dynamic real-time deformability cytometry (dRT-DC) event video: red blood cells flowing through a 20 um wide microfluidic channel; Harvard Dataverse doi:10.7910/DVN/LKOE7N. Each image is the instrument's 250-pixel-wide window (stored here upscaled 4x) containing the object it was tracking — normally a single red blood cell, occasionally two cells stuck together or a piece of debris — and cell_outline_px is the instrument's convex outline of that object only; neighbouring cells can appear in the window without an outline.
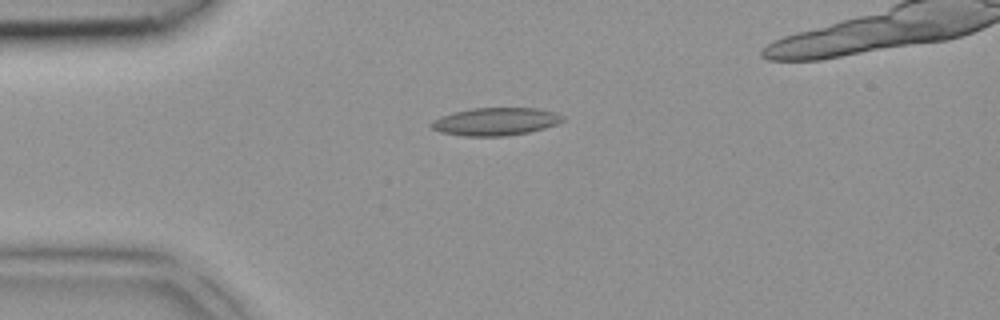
{"species": "common noctule bat (a hibernating species)", "species_latin": "Nyctalus noctula", "temperature_condition": "room temperature", "stored_images_in_passage": 3, "camera_frame_rate_fps": 3000, "um_per_image_px": 0.085, "animal": {"sex": "female", "body_mass_g": 18.4}, "frame": {"image": 1, "passage_image": 2, "time_ms": 0.333, "image_size_px": [1000, 320], "cell_outline_px": [[564, 120], [556, 124], [544, 128], [528, 132], [508, 136], [464, 136], [440, 132], [432, 128], [428, 124], [432, 120], [440, 116], [472, 108], [536, 108], [556, 112]], "centroid_in_image_um": [42.08, 10.33], "position_along_channel_um": 42.9, "area_um2": 21.21}}